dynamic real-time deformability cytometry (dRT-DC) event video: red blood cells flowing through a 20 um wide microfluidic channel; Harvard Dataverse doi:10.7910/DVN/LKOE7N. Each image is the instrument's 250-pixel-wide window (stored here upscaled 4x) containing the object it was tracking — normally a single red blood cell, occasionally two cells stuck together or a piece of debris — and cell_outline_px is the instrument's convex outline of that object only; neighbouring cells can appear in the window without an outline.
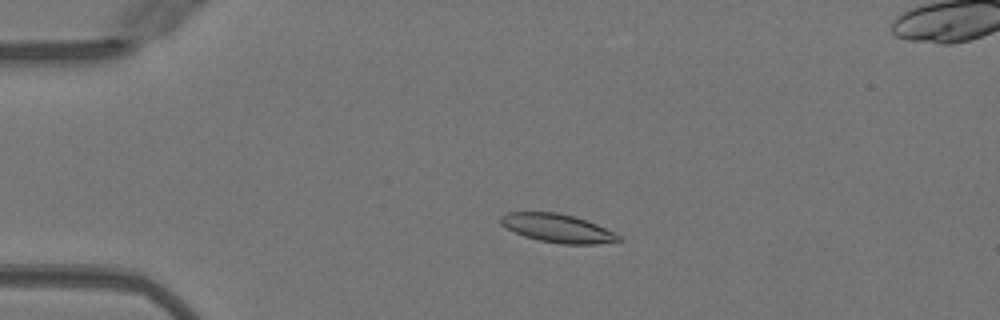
{"species": "Egyptian fruit bat (a non-hibernating species)", "species_latin": "Rousettus aegyptiacus", "temperature_condition": "warm", "stored_images_in_passage": 6, "camera_frame_rate_fps": 3000, "um_per_image_px": 0.085, "animal": {"sex": "female"}, "frame": {"image": 1, "passage_image": 2, "time_ms": 0.333, "image_size_px": [1000, 320], "cell_outline_px": [[624, 240], [596, 244], [560, 244], [540, 240], [524, 236], [500, 224], [500, 216], [508, 212], [560, 212], [576, 216], [588, 220], [620, 236]], "centroid_in_image_um": [47.4, 19.39], "position_along_channel_um": 37.6, "area_um2": 19.54}}